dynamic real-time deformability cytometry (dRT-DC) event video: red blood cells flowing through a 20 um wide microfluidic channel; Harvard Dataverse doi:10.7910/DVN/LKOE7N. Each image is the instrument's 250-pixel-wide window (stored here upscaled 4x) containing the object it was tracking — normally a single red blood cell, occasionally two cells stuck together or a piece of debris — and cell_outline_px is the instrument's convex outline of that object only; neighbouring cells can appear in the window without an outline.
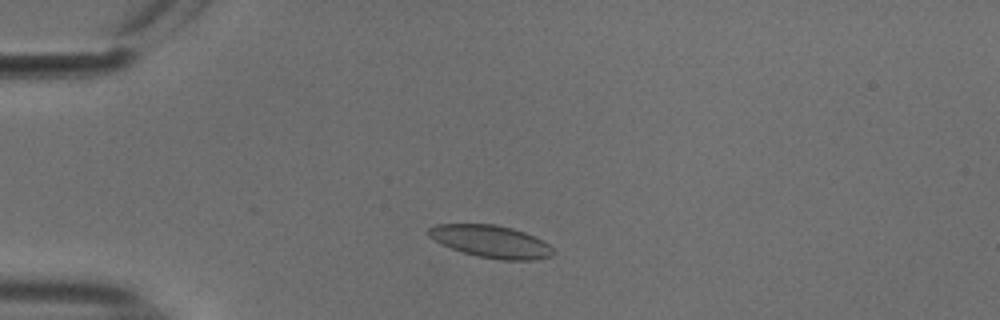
{"species": "common noctule bat (a hibernating species)", "species_latin": "Nyctalus noctula", "temperature_condition": "cold", "stored_images_in_passage": 47, "camera_frame_rate_fps": 3000, "um_per_image_px": 0.085, "animal": {"sex": "male", "body_mass_g": 18.8}, "frame": {"image": 1, "passage_image": 7, "time_ms": 2.0, "image_size_px": [1000, 320], "cell_outline_px": [[556, 252], [552, 256], [532, 260], [500, 260], [476, 256], [440, 244], [428, 236], [428, 228], [436, 224], [496, 224], [512, 228], [524, 232], [548, 244]], "centroid_in_image_um": [41.71, 20.53], "position_along_channel_um": 43.3, "area_um2": 23.47}}
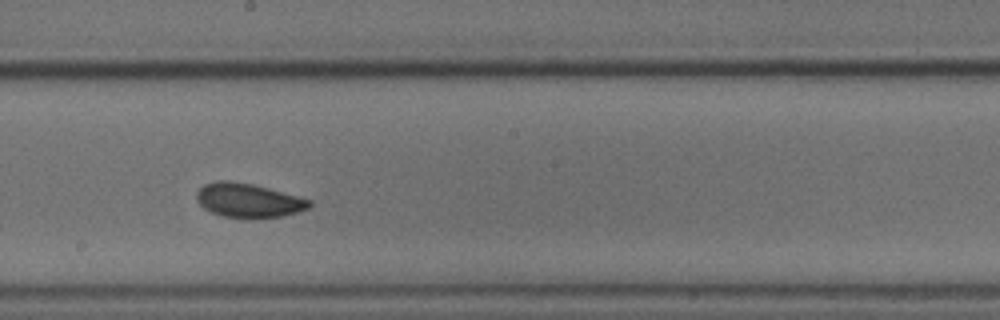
{"frame": {"image": 2, "passage_image": 24, "time_ms": 7.667, "image_size_px": [1000, 320], "cell_outline_px": [[312, 204], [308, 208], [296, 212], [280, 216], [256, 220], [224, 216], [212, 212], [204, 208], [196, 200], [196, 192], [204, 184], [216, 180], [228, 180], [252, 184], [268, 188], [312, 200]], "centroid_in_image_um": [21.09, 17.04], "position_along_channel_um": 227.1, "area_um2": 22.6}}
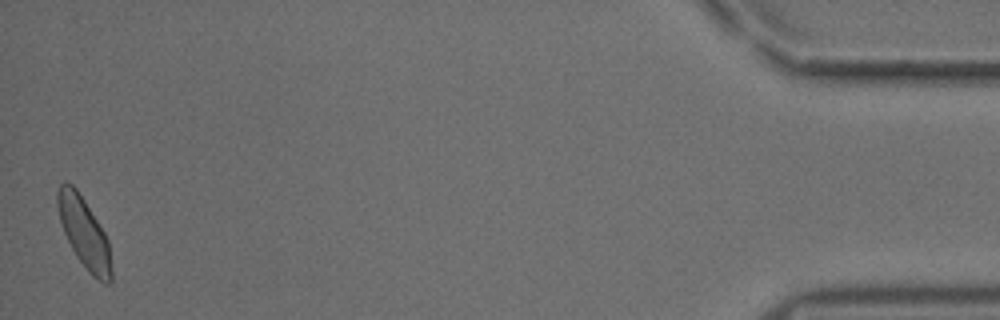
{"frame": {"image": 3, "passage_image": 47, "time_ms": 15.333, "image_size_px": [1000, 320], "cell_outline_px": [[112, 280], [108, 284], [104, 284], [92, 276], [88, 272], [76, 256], [64, 232], [60, 220], [56, 204], [56, 192], [60, 184], [64, 180], [72, 184], [76, 188], [84, 200], [104, 232], [108, 240], [112, 268]], "centroid_in_image_um": [7.15, 19.79], "position_along_channel_um": 428.1, "area_um2": 22.08}, "authors_computed_cell_mechanics": {"area_um2": 22.0796, "velocity_mm_per_s": 3.7251, "shape_relaxation_time_tau1_ms": 10.2392, "shape_relaxation_time_tau2_ms": 3.1649, "deformation_change_tau1": 0.121, "deformation_change_tau2": 0.0833}}